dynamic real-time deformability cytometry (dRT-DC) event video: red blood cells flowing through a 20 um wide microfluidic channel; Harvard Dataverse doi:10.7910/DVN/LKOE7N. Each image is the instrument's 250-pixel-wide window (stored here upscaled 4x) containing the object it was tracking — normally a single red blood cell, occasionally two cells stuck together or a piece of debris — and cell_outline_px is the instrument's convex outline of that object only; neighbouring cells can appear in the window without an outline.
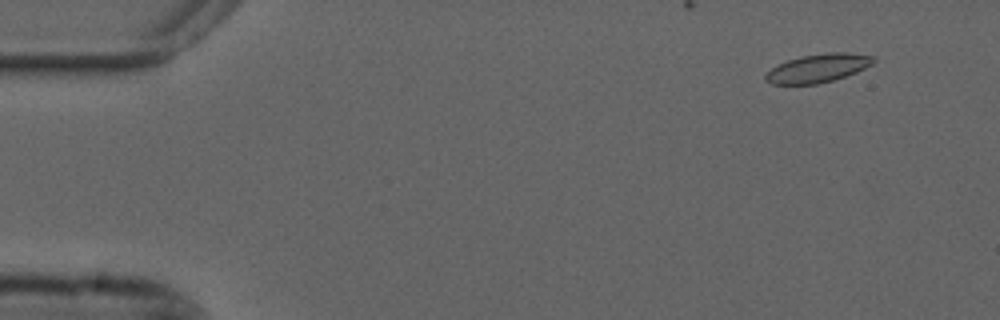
{"species": "common noctule bat (a hibernating species)", "species_latin": "Nyctalus noctula", "temperature_condition": "cold", "stored_images_in_passage": 18, "camera_frame_rate_fps": 3000, "um_per_image_px": 0.085, "animal": {"sex": "male", "forearm_length_mm": 52.5}, "frame": {"image": 1, "passage_image": 5, "time_ms": 1.333, "image_size_px": [1000, 320], "cell_outline_px": [[876, 60], [872, 64], [856, 72], [832, 80], [816, 84], [772, 84], [764, 80], [764, 76], [772, 68], [788, 60], [800, 56], [828, 52], [848, 52], [876, 56]], "centroid_in_image_um": [69.55, 5.78], "position_along_channel_um": 15.5, "area_um2": 17.8}}
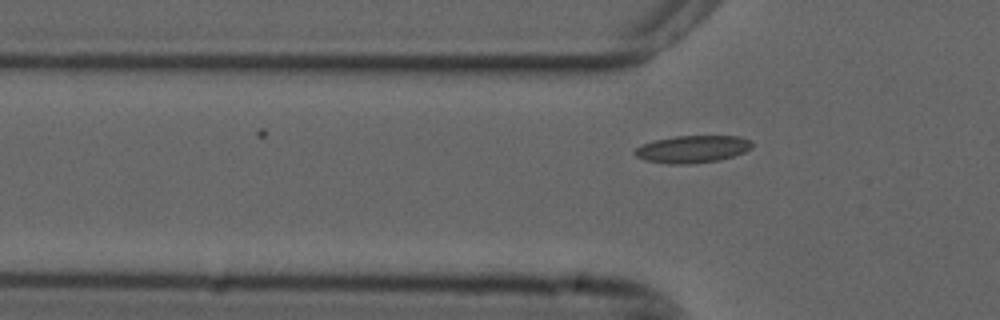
{"frame": {"image": 2, "passage_image": 18, "time_ms": 5.667, "image_size_px": [1000, 320], "cell_outline_px": [[752, 148], [744, 152], [720, 160], [692, 164], [668, 164], [644, 160], [636, 156], [632, 152], [636, 148], [644, 144], [656, 140], [676, 136], [740, 136], [752, 140]], "centroid_in_image_um": [58.88, 12.68], "position_along_channel_um": 66.9, "area_um2": 18.73}}